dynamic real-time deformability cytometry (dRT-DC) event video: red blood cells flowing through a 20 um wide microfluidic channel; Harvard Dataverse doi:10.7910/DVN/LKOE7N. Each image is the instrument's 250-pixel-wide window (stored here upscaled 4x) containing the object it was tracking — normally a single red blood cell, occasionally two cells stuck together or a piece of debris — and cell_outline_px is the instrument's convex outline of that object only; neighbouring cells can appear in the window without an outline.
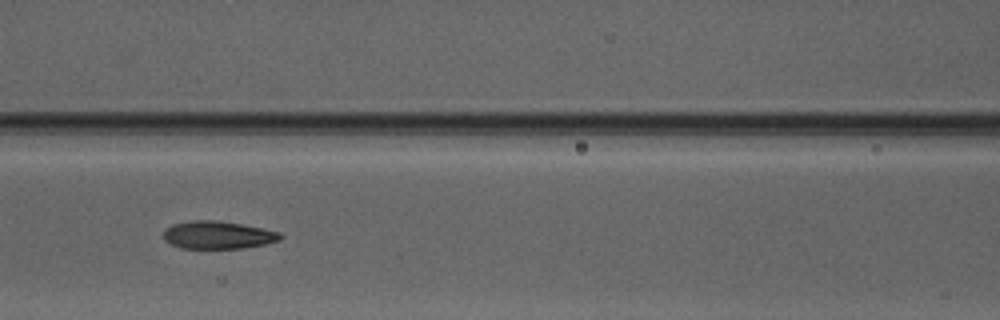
{"species": "Egyptian fruit bat (a non-hibernating species)", "species_latin": "Rousettus aegyptiacus", "temperature_condition": "warm", "stored_images_in_passage": 6, "camera_frame_rate_fps": 3000, "um_per_image_px": 0.085, "animal": {"sex": "male"}, "frame": {"image": 1, "passage_image": 6, "time_ms": 6.0, "image_size_px": [1000, 320], "cell_outline_px": [[284, 236], [280, 240], [264, 244], [244, 248], [180, 248], [164, 240], [164, 228], [172, 224], [192, 220], [216, 220], [240, 224], [280, 232]], "centroid_in_image_um": [18.5, 19.97], "position_along_channel_um": 148.1, "area_um2": 18.84}}